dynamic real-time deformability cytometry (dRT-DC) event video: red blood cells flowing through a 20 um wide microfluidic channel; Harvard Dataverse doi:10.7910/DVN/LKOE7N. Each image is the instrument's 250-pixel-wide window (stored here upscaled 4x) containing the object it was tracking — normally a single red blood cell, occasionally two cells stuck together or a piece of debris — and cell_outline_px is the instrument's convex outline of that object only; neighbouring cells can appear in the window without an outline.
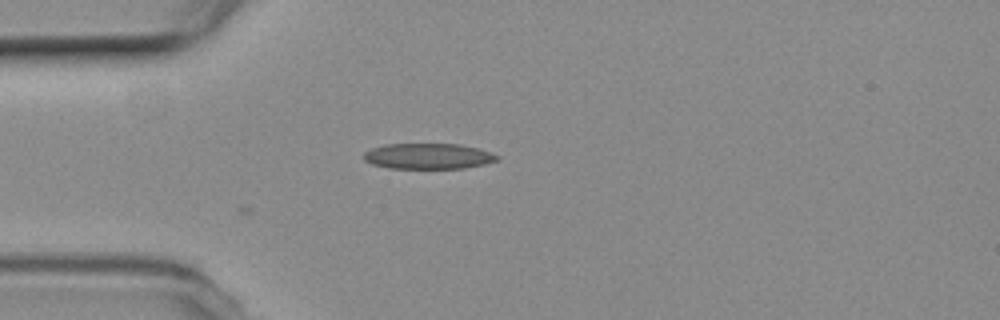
{"species": "common noctule bat (a hibernating species)", "species_latin": "Nyctalus noctula", "temperature_condition": "room temperature", "stored_images_in_passage": 4, "camera_frame_rate_fps": 3000, "um_per_image_px": 0.085, "animal": {"sex": "female", "body_mass_g": 19.3, "forearm_length_mm": 54.1}, "frame": {"image": 1, "passage_image": 4, "time_ms": 1.0, "image_size_px": [1000, 320], "cell_outline_px": [[500, 160], [484, 164], [464, 168], [392, 168], [372, 164], [364, 160], [364, 152], [372, 148], [384, 144], [460, 144], [480, 148], [500, 156]], "centroid_in_image_um": [36.44, 13.27], "position_along_channel_um": 48.6, "area_um2": 20.0}}